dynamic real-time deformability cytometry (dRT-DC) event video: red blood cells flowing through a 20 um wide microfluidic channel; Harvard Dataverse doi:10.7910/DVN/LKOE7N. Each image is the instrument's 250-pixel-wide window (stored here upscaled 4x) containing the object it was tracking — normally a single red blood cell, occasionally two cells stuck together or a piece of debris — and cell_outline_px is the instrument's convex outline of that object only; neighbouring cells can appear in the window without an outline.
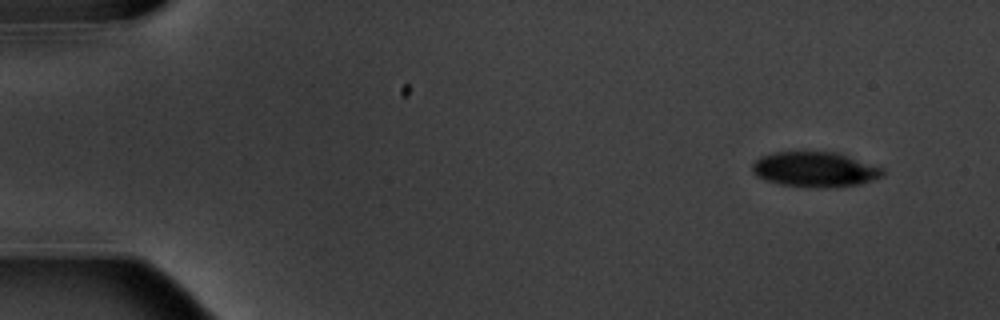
{"species": "common noctule bat (a hibernating species)", "species_latin": "Nyctalus noctula", "temperature_condition": "warm", "stored_images_in_passage": 4, "camera_frame_rate_fps": 3000, "um_per_image_px": 0.085, "animal": {"sex": "male", "body_mass_g": 20.1, "forearm_length_mm": 53.5}, "frame": {"image": 1, "passage_image": 1, "time_ms": 0.0, "image_size_px": [1000, 320], "cell_outline_px": [[884, 176], [860, 184], [828, 188], [816, 188], [780, 184], [764, 180], [756, 176], [752, 172], [752, 164], [760, 156], [772, 152], [836, 152], [884, 168]], "centroid_in_image_um": [69.26, 14.41], "position_along_channel_um": 15.7, "area_um2": 26.88}}